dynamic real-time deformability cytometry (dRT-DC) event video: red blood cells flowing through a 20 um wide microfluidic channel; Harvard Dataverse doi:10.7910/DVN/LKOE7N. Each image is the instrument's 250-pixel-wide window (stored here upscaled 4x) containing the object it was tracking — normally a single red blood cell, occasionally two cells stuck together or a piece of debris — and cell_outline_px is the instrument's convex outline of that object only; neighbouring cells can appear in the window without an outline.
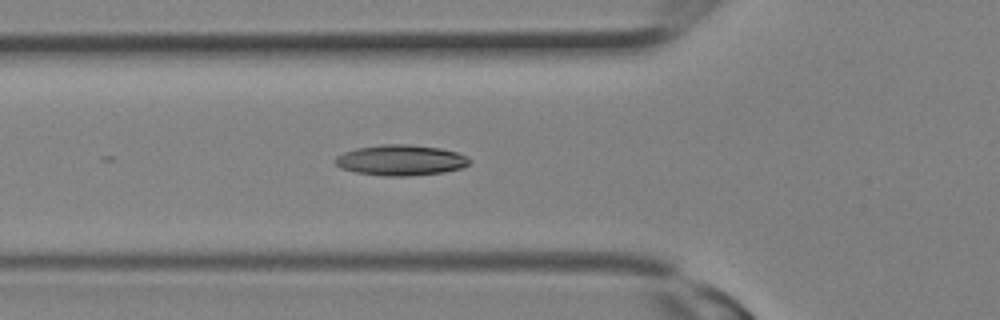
{"species": "Egyptian fruit bat (a non-hibernating species)", "species_latin": "Rousettus aegyptiacus", "temperature_condition": "room temperature", "stored_images_in_passage": 16, "camera_frame_rate_fps": 3000, "um_per_image_px": 0.085, "animal": {"sex": "female"}, "frame": {"image": 1, "passage_image": 11, "time_ms": 3.333, "image_size_px": [1000, 320], "cell_outline_px": [[472, 160], [468, 164], [460, 168], [444, 172], [408, 176], [384, 176], [356, 172], [340, 168], [332, 160], [336, 156], [344, 152], [356, 148], [380, 144], [408, 144], [440, 148], [456, 152], [468, 156]], "centroid_in_image_um": [34.04, 13.61], "position_along_channel_um": 91.8, "area_um2": 24.1}}
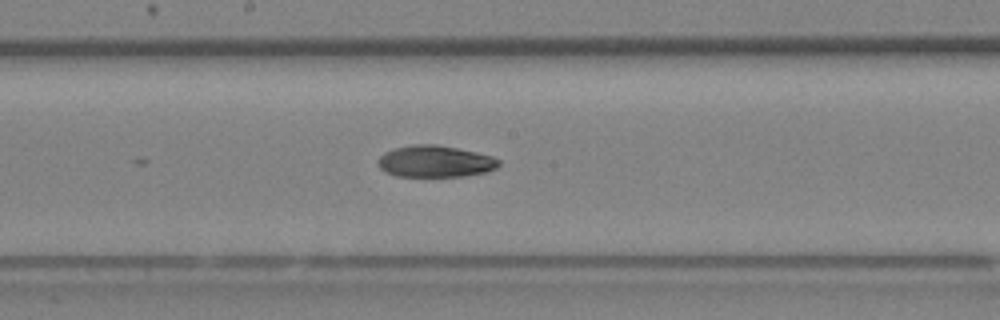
{"frame": {"image": 2, "passage_image": 16, "time_ms": 5.0, "image_size_px": [1000, 320], "cell_outline_px": [[500, 164], [496, 168], [484, 172], [464, 176], [396, 176], [384, 172], [380, 168], [376, 160], [384, 152], [396, 148], [412, 144], [436, 144], [476, 152], [492, 156], [500, 160]], "centroid_in_image_um": [36.96, 13.71], "position_along_channel_um": 211.2, "area_um2": 22.31}}